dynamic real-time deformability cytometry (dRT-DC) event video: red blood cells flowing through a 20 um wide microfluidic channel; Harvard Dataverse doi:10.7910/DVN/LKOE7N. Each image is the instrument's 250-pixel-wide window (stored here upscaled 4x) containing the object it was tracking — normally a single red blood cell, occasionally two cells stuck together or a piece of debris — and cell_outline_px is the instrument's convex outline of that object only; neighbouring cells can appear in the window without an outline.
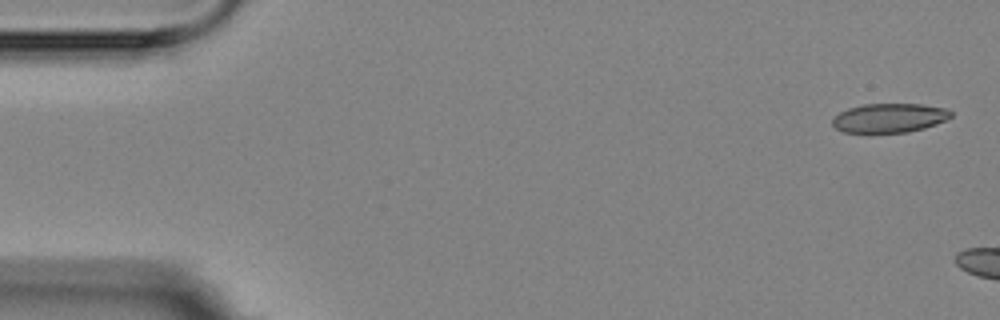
{"species": "Egyptian fruit bat (a non-hibernating species)", "species_latin": "Rousettus aegyptiacus", "temperature_condition": "room temperature", "stored_images_in_passage": 3, "camera_frame_rate_fps": 3000, "um_per_image_px": 0.085, "animal": {"sex": "female"}, "frame": {"image": 1, "passage_image": 1, "time_ms": 0.0, "image_size_px": [1000, 320], "cell_outline_px": [[952, 116], [936, 124], [924, 128], [908, 132], [868, 136], [844, 132], [836, 128], [832, 124], [832, 116], [848, 108], [864, 104], [920, 104], [944, 108], [952, 112]], "centroid_in_image_um": [75.51, 10.08], "position_along_channel_um": 9.5, "area_um2": 20.92}}